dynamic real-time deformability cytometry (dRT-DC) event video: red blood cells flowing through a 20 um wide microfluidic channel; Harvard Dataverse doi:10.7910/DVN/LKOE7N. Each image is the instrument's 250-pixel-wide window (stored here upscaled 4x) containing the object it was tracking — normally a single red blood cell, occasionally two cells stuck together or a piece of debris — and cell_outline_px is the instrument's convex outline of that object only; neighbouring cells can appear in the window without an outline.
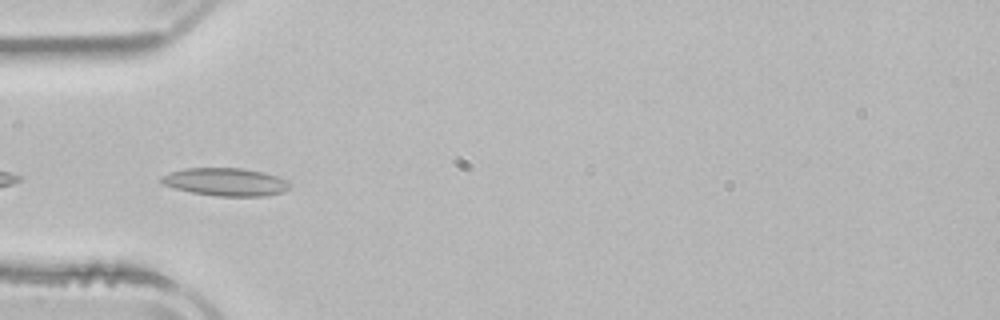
{"species": "common noctule bat (a hibernating species)", "species_latin": "Nyctalus noctula", "temperature_condition": "room temperature", "stored_images_in_passage": 6, "camera_frame_rate_fps": 3000, "um_per_image_px": 0.085, "animal": {"sex": "male", "body_mass_g": 21.5, "forearm_length_mm": 52.0}, "frame": {"image": 1, "passage_image": 5, "time_ms": 5.0, "image_size_px": [1000, 320], "cell_outline_px": [[292, 188], [284, 192], [264, 196], [216, 196], [192, 192], [176, 188], [164, 184], [160, 180], [160, 176], [184, 168], [244, 168], [264, 172], [288, 180], [292, 184]], "centroid_in_image_um": [19.25, 15.46], "position_along_channel_um": 65.7, "area_um2": 20.98}}
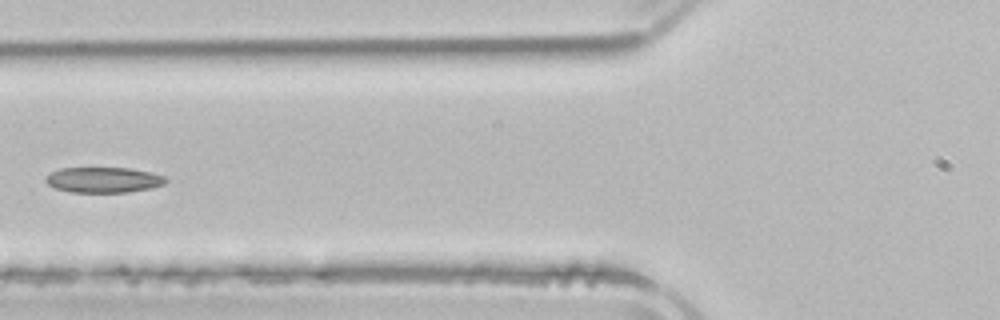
{"frame": {"image": 2, "passage_image": 6, "time_ms": 6.333, "image_size_px": [1000, 320], "cell_outline_px": [[168, 180], [164, 184], [152, 188], [128, 192], [72, 192], [56, 188], [48, 184], [44, 180], [52, 172], [60, 168], [132, 168], [152, 172], [164, 176]], "centroid_in_image_um": [8.85, 15.28], "position_along_channel_um": 117.0, "area_um2": 17.8}}